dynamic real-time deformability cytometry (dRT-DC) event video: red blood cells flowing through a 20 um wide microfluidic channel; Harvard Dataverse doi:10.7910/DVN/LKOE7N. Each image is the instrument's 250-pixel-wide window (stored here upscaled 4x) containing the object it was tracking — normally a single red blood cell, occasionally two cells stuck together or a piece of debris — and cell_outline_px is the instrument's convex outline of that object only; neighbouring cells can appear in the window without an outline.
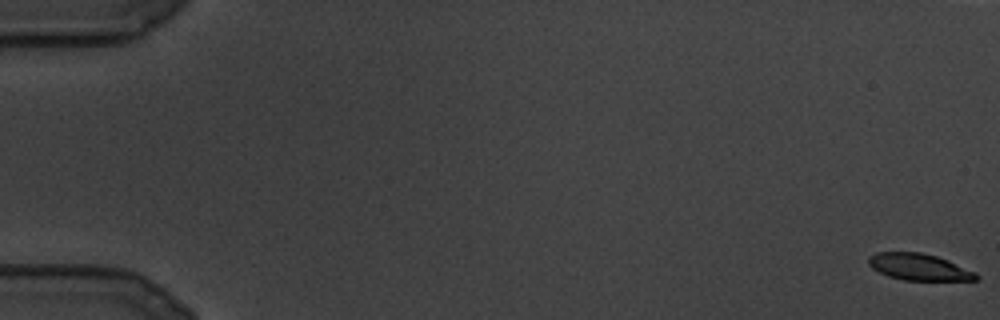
{"species": "common noctule bat (a hibernating species)", "species_latin": "Nyctalus noctula", "temperature_condition": "cold", "stored_images_in_passage": 109, "camera_frame_rate_fps": 3000, "um_per_image_px": 0.085, "animal": {"sex": "male", "body_mass_g": 19.5, "forearm_length_mm": 54.6}, "frame": {"image": 1, "passage_image": 1, "time_ms": 0.0, "image_size_px": [1000, 320], "cell_outline_px": [[980, 276], [976, 280], [904, 280], [888, 276], [872, 268], [868, 264], [868, 256], [876, 252], [920, 252], [936, 256], [948, 260], [976, 272]], "centroid_in_image_um": [78.11, 22.69], "position_along_channel_um": 6.9, "area_um2": 16.7}}
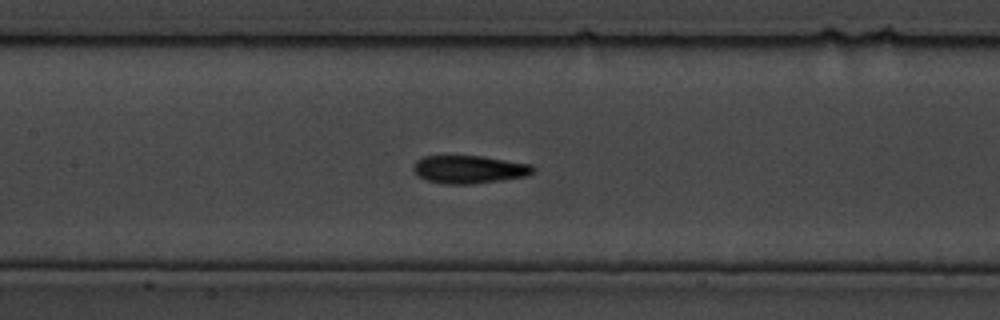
{"frame": {"image": 2, "passage_image": 52, "time_ms": 17.0, "image_size_px": [1000, 320], "cell_outline_px": [[536, 168], [528, 176], [472, 184], [448, 184], [428, 180], [420, 176], [412, 168], [416, 160], [424, 156], [484, 156], [532, 164]], "centroid_in_image_um": [39.92, 14.39], "position_along_channel_um": 167.5, "area_um2": 19.42}}
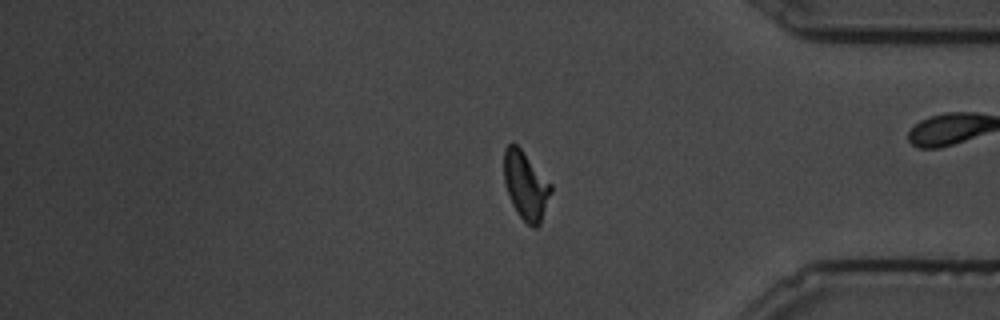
{"frame": {"image": 3, "passage_image": 90, "time_ms": 29.667, "image_size_px": [1000, 320], "cell_outline_px": [[552, 192], [540, 224], [536, 228], [532, 228], [516, 212], [512, 204], [504, 180], [504, 148], [512, 140], [520, 148], [552, 184]], "centroid_in_image_um": [44.7, 15.76], "position_along_channel_um": 390.5, "area_um2": 18.67}}